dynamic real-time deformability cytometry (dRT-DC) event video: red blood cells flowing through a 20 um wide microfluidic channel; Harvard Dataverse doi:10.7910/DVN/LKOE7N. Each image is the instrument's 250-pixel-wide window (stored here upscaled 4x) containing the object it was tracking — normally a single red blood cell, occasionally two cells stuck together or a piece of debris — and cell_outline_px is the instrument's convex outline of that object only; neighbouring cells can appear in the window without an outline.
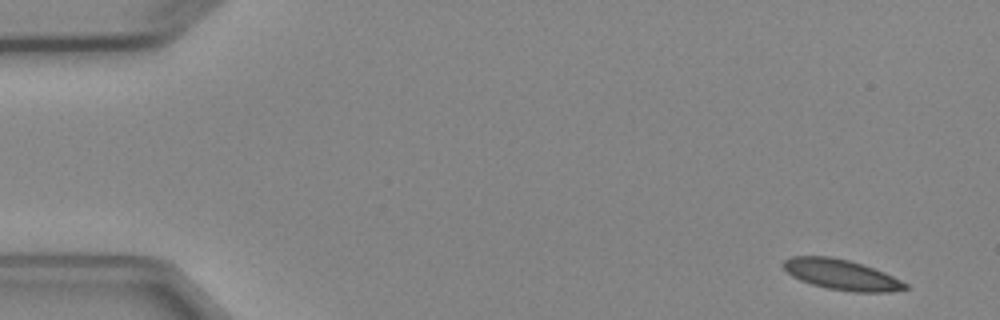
{"species": "Egyptian fruit bat (a non-hibernating species)", "species_latin": "Rousettus aegyptiacus", "temperature_condition": "cold", "stored_images_in_passage": 5, "camera_frame_rate_fps": 3000, "um_per_image_px": 0.085, "animal": {"sex": "female"}, "frame": {"image": 1, "passage_image": 1, "time_ms": 0.0, "image_size_px": [1000, 320], "cell_outline_px": [[908, 288], [892, 292], [852, 292], [828, 288], [812, 284], [800, 280], [792, 276], [780, 264], [784, 260], [792, 256], [832, 256], [848, 260], [884, 272], [908, 284]], "centroid_in_image_um": [71.5, 23.34], "position_along_channel_um": 13.5, "area_um2": 21.5}}
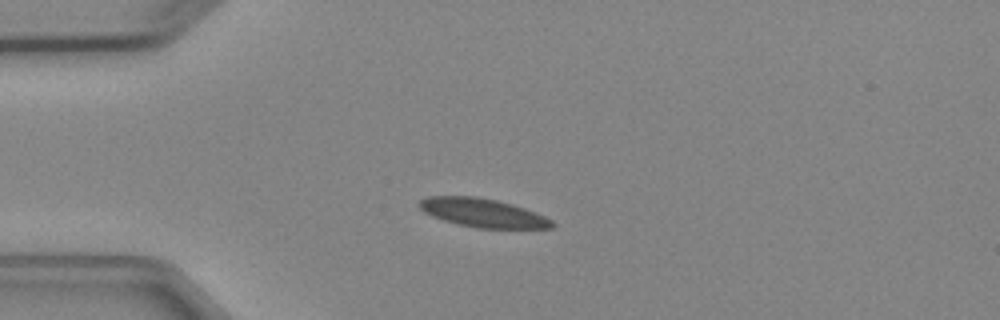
{"frame": {"image": 2, "passage_image": 3, "time_ms": 3.333, "image_size_px": [1000, 320], "cell_outline_px": [[556, 224], [552, 228], [476, 228], [456, 224], [432, 216], [424, 212], [416, 204], [420, 200], [428, 196], [476, 196], [496, 200], [512, 204], [536, 212], [552, 220]], "centroid_in_image_um": [41.02, 18.09], "position_along_channel_um": 44.0, "area_um2": 22.25}}